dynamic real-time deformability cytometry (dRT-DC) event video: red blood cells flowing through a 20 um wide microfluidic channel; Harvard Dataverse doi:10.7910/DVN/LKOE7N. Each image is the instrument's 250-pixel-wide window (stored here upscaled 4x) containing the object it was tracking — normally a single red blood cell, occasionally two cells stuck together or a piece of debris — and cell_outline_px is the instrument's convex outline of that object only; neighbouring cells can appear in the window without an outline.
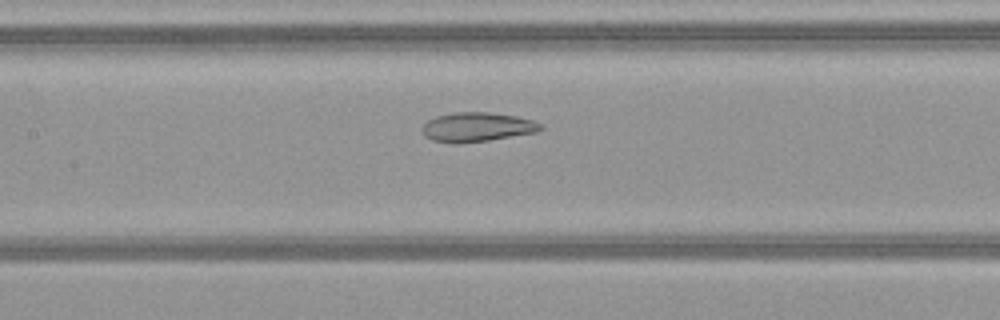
{"species": "common noctule bat (a hibernating species)", "species_latin": "Nyctalus noctula", "temperature_condition": "warm", "stored_images_in_passage": 49, "camera_frame_rate_fps": 3000, "um_per_image_px": 0.085, "animal": {"sex": "female", "body_mass_g": 21.9}, "frame": {"image": 1, "passage_image": 23, "time_ms": 7.333, "image_size_px": [1000, 320], "cell_outline_px": [[544, 128], [536, 132], [488, 140], [456, 144], [452, 144], [432, 140], [424, 136], [420, 128], [428, 120], [436, 116], [452, 112], [488, 112], [516, 116], [532, 120], [540, 124]], "centroid_in_image_um": [40.49, 10.8], "position_along_channel_um": 166.9, "area_um2": 20.29}}
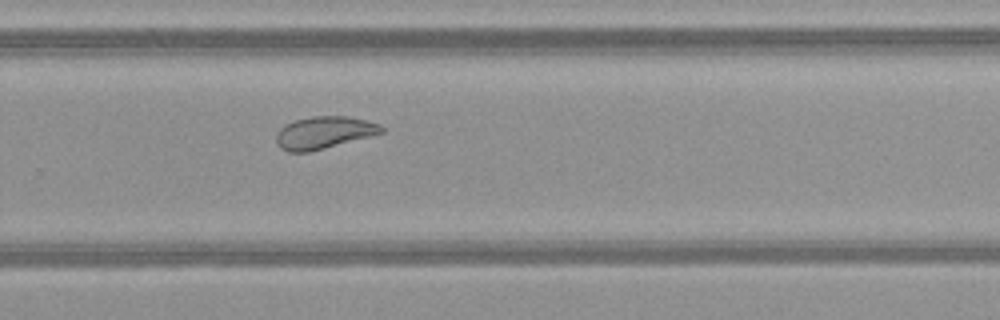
{"frame": {"image": 2, "passage_image": 33, "time_ms": 10.667, "image_size_px": [1000, 320], "cell_outline_px": [[384, 132], [372, 136], [308, 152], [288, 152], [280, 148], [276, 144], [276, 132], [284, 124], [296, 120], [312, 116], [348, 116], [380, 124], [384, 128]], "centroid_in_image_um": [27.51, 11.27], "position_along_channel_um": 302.3, "area_um2": 19.88}}
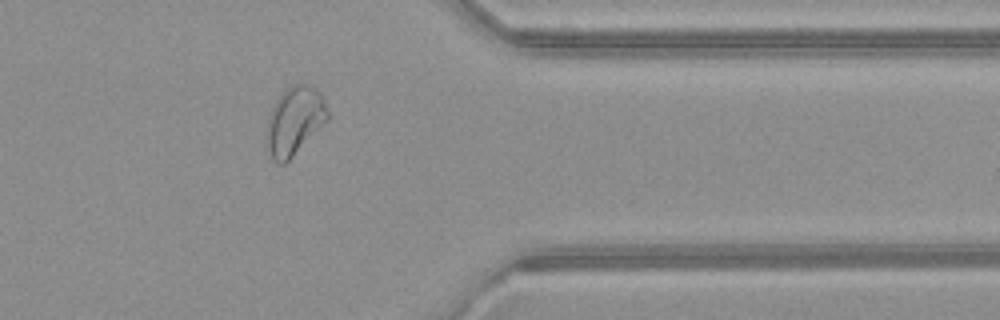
{"frame": {"image": 3, "passage_image": 40, "time_ms": 13.0, "image_size_px": [1000, 320], "cell_outline_px": [[328, 120], [284, 164], [276, 164], [272, 160], [264, 140], [268, 116], [276, 100], [292, 84], [308, 84], [316, 88], [320, 92], [324, 100], [328, 112]], "centroid_in_image_um": [25.0, 10.29], "position_along_channel_um": 386.4, "area_um2": 24.28}, "authors_computed_cell_mechanics": {"area_um2": 25.6054, "velocity_mm_per_s": 4.0717, "shape_relaxation_time_tau1_ms": null, "shape_relaxation_time_tau2_ms": 2.018, "deformation_change_tau1": null, "deformation_change_tau2": 0.0785}}